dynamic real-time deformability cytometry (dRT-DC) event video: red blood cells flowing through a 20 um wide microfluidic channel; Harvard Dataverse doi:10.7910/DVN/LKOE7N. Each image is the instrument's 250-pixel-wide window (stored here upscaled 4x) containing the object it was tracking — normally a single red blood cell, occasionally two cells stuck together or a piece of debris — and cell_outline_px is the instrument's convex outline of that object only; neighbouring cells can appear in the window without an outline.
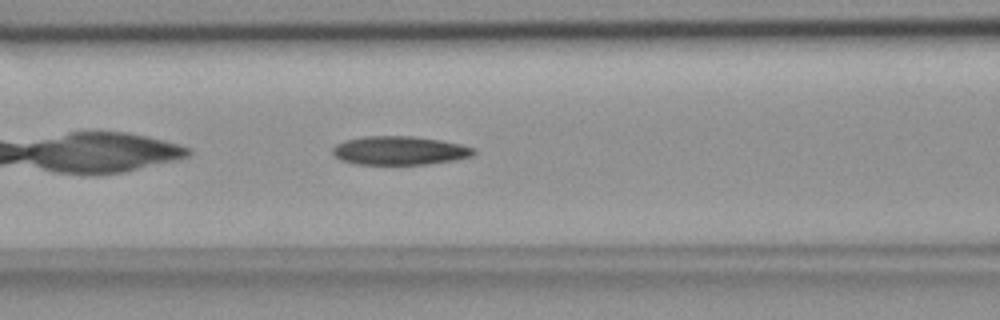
{"species": "common noctule bat (a hibernating species)", "species_latin": "Nyctalus noctula", "temperature_condition": "room temperature", "stored_images_in_passage": 34, "camera_frame_rate_fps": 3000, "um_per_image_px": 0.085, "animal": {"sex": "female", "body_mass_g": 18.4}, "frame": {"image": 1, "passage_image": 7, "time_ms": 2.0, "image_size_px": [1000, 320], "cell_outline_px": [[476, 152], [472, 156], [452, 160], [428, 164], [356, 164], [340, 160], [332, 156], [332, 148], [336, 144], [344, 140], [364, 136], [412, 136], [440, 140], [460, 144], [476, 148]], "centroid_in_image_um": [33.92, 12.79], "position_along_channel_um": 132.7, "area_um2": 23.7}}
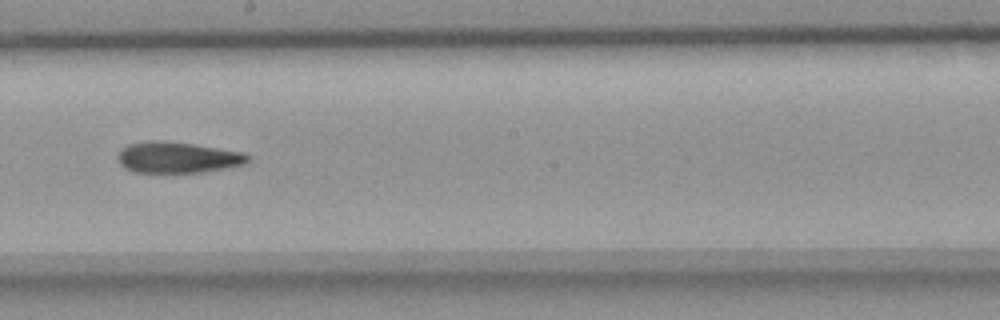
{"frame": {"image": 2, "passage_image": 15, "time_ms": 4.667, "image_size_px": [1000, 320], "cell_outline_px": [[252, 160], [244, 164], [228, 168], [204, 172], [132, 172], [124, 168], [120, 164], [120, 152], [128, 144], [152, 140], [160, 140], [192, 144], [244, 152]], "centroid_in_image_um": [15.14, 13.39], "position_along_channel_um": 233.1, "area_um2": 23.41}}
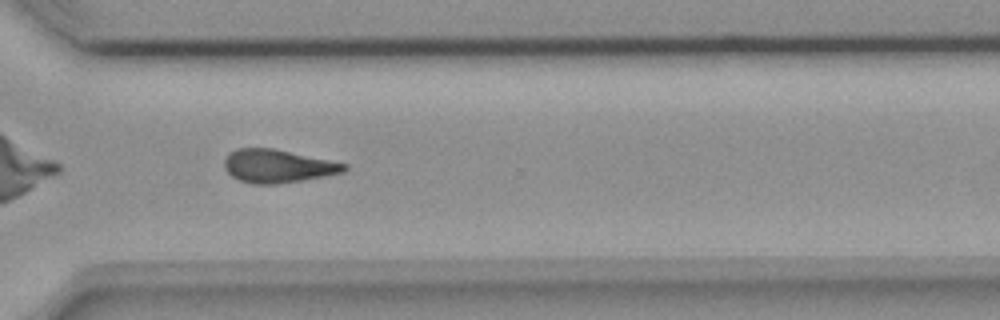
{"frame": {"image": 3, "passage_image": 24, "time_ms": 7.667, "image_size_px": [1000, 320], "cell_outline_px": [[348, 168], [344, 172], [324, 176], [276, 184], [252, 184], [240, 180], [232, 176], [224, 168], [224, 160], [228, 152], [236, 148], [272, 148], [348, 164]], "centroid_in_image_um": [23.57, 14.11], "position_along_channel_um": 347.0, "area_um2": 23.06}, "authors_computed_cell_mechanics": {"area_um2": 23.4668, "velocity_mm_per_s": 3.7865, "shape_relaxation_time_tau1_ms": 11.2336, "shape_relaxation_time_tau2_ms": 7.132, "deformation_change_tau1": 0.2307, "deformation_change_tau2": 0.1759}}